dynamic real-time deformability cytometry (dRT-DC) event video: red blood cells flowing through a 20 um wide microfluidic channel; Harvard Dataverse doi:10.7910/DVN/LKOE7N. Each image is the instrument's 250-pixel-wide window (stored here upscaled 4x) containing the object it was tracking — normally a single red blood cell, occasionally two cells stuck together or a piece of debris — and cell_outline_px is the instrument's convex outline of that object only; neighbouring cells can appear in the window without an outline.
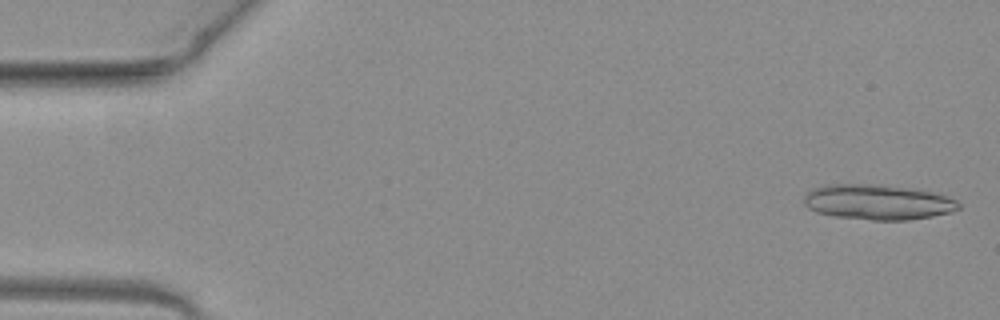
{"species": "common noctule bat (a hibernating species)", "species_latin": "Nyctalus noctula", "temperature_condition": "warm", "stored_images_in_passage": 51, "camera_frame_rate_fps": 3000, "um_per_image_px": 0.085, "animal": {"sex": "female", "body_mass_g": 19.3, "forearm_length_mm": 54.1}, "frame": {"image": 1, "passage_image": 2, "time_ms": 0.333, "image_size_px": [1000, 320], "cell_outline_px": [[960, 208], [952, 212], [932, 216], [908, 220], [872, 220], [836, 216], [816, 212], [808, 208], [804, 204], [804, 196], [812, 188], [836, 184], [880, 184], [932, 192], [948, 196], [956, 200], [960, 204]], "centroid_in_image_um": [74.62, 17.18], "position_along_channel_um": 10.4, "area_um2": 31.62}}
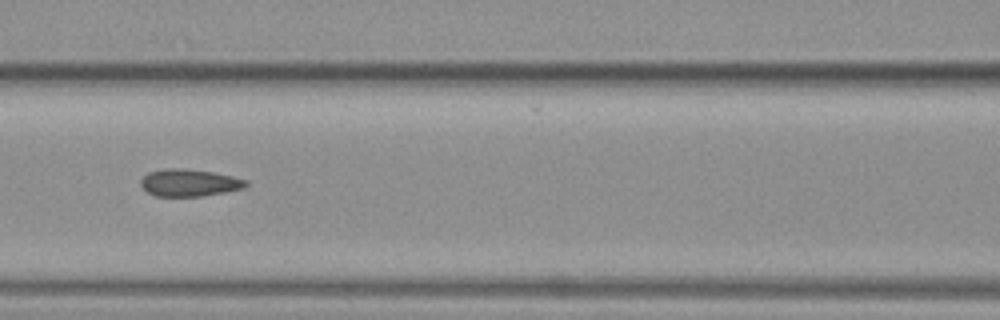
{"frame": {"image": 2, "passage_image": 23, "time_ms": 7.333, "image_size_px": [1000, 320], "cell_outline_px": [[248, 184], [244, 188], [224, 192], [200, 196], [156, 196], [148, 192], [140, 184], [140, 180], [148, 172], [164, 168], [180, 168], [212, 172], [232, 176], [248, 180]], "centroid_in_image_um": [16.08, 15.52], "position_along_channel_um": 150.5, "area_um2": 16.59}}
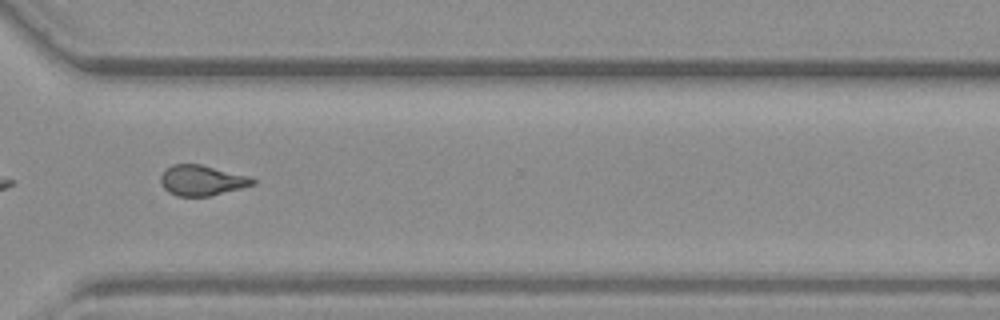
{"frame": {"image": 3, "passage_image": 38, "time_ms": 12.333, "image_size_px": [1000, 320], "cell_outline_px": [[256, 184], [208, 196], [176, 196], [168, 192], [160, 184], [160, 176], [172, 164], [200, 164], [248, 176], [256, 180]], "centroid_in_image_um": [17.13, 15.33], "position_along_channel_um": 353.5, "area_um2": 16.13}, "authors_computed_cell_mechanics": {"area_um2": 16.473, "velocity_mm_per_s": 4.0653, "shape_relaxation_time_tau1_ms": 10.4591, "shape_relaxation_time_tau2_ms": 1.3354, "deformation_change_tau1": 0.237, "deformation_change_tau2": 0.0877}}